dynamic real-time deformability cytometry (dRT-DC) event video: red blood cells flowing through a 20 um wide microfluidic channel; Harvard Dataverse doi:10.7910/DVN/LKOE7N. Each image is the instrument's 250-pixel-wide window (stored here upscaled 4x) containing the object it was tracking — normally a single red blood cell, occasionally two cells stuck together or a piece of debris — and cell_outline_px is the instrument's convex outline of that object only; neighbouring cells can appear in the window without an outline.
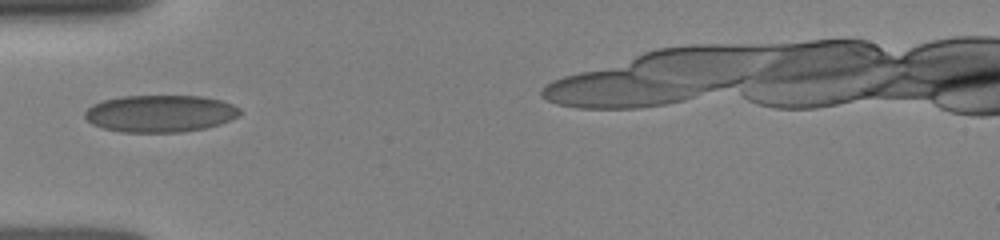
{"species": "human", "species_latin": "Homo sapiens", "temperature_condition": "room temperature", "stored_images_in_passage": 8, "camera_frame_rate_fps": 3000, "um_per_image_px": 0.085, "donor": {"sex": "female"}, "frame": {"image": 1, "passage_image": 1, "time_ms": 0.0, "image_size_px": [1000, 240], "cell_outline_px": [[240, 116], [220, 124], [204, 128], [180, 132], [120, 132], [104, 128], [92, 124], [84, 116], [84, 112], [92, 104], [104, 100], [124, 96], [204, 96], [220, 100], [232, 104], [240, 108]], "centroid_in_image_um": [13.62, 9.65], "position_along_channel_um": 71.4, "area_um2": 33.52}}